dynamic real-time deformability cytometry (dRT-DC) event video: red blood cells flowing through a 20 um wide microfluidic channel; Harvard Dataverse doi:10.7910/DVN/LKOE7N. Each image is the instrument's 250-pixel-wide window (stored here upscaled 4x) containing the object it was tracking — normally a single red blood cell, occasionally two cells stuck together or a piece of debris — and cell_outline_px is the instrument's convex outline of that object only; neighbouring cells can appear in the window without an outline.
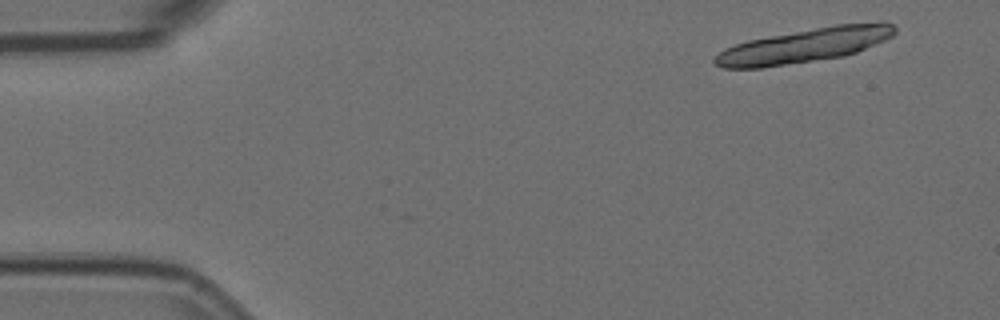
{"species": "Egyptian fruit bat (a non-hibernating species)", "species_latin": "Rousettus aegyptiacus", "temperature_condition": "room temperature", "stored_images_in_passage": 4, "camera_frame_rate_fps": 3000, "um_per_image_px": 0.085, "animal": {"sex": "female"}, "frame": {"image": 1, "passage_image": 1, "time_ms": 0.0, "image_size_px": [1000, 320], "cell_outline_px": [[896, 32], [892, 36], [884, 40], [856, 52], [844, 56], [760, 68], [724, 68], [712, 64], [712, 60], [724, 48], [748, 40], [836, 24], [884, 20], [892, 24], [896, 28]], "centroid_in_image_um": [68.41, 3.85], "position_along_channel_um": 16.6, "area_um2": 35.89}}